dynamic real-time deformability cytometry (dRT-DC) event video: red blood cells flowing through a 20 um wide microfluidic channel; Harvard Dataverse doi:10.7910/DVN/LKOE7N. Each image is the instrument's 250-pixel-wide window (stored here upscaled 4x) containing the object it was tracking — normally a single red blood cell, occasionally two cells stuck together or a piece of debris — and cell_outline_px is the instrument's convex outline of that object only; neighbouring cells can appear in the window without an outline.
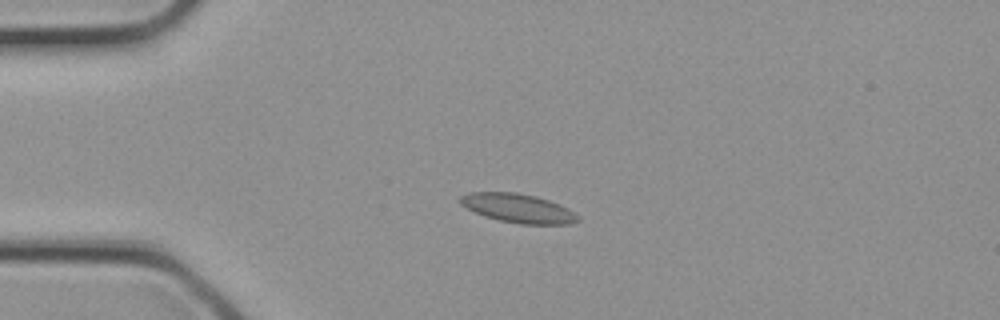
{"species": "common noctule bat (a hibernating species)", "species_latin": "Nyctalus noctula", "temperature_condition": "cold", "stored_images_in_passage": 11, "camera_frame_rate_fps": 3000, "um_per_image_px": 0.085, "animal": {"sex": "female", "body_mass_g": 21.9}, "frame": {"image": 1, "passage_image": 7, "time_ms": 2.0, "image_size_px": [1000, 320], "cell_outline_px": [[580, 220], [568, 224], [520, 224], [500, 220], [484, 216], [460, 204], [460, 196], [468, 192], [516, 192], [536, 196], [560, 204], [568, 208], [580, 216]], "centroid_in_image_um": [44.06, 17.69], "position_along_channel_um": 40.9, "area_um2": 19.83}}
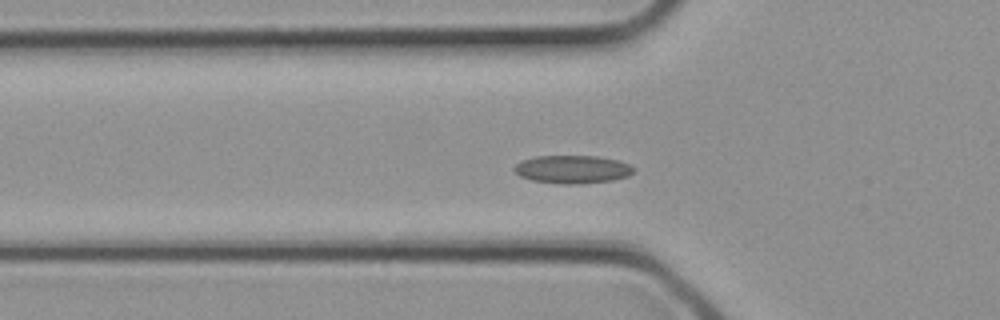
{"frame": {"image": 2, "passage_image": 10, "time_ms": 3.0, "image_size_px": [1000, 320], "cell_outline_px": [[636, 168], [628, 176], [612, 180], [580, 184], [564, 184], [532, 180], [520, 176], [512, 168], [520, 160], [536, 156], [596, 156], [620, 160]], "centroid_in_image_um": [48.65, 14.38], "position_along_channel_um": 77.1, "area_um2": 19.59}}